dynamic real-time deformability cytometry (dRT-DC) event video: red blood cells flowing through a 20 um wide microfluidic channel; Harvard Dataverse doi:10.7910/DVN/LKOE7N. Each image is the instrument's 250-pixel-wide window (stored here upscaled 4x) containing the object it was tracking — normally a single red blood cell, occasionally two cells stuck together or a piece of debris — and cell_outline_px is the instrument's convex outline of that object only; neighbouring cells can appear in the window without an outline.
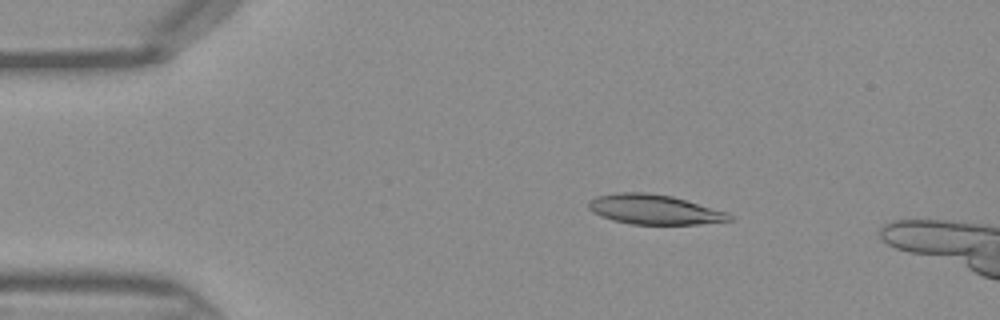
{"species": "Egyptian fruit bat (a non-hibernating species)", "species_latin": "Rousettus aegyptiacus", "temperature_condition": "warm", "stored_images_in_passage": 13, "camera_frame_rate_fps": 3000, "um_per_image_px": 0.085, "frame": {"image": 1, "passage_image": 8, "time_ms": 2.333, "image_size_px": [1000, 320], "cell_outline_px": [[732, 220], [700, 224], [632, 224], [612, 220], [600, 216], [592, 212], [588, 208], [588, 200], [596, 196], [620, 192], [648, 192], [672, 196], [728, 212], [732, 216]], "centroid_in_image_um": [55.58, 17.8], "position_along_channel_um": 29.4, "area_um2": 24.51}}